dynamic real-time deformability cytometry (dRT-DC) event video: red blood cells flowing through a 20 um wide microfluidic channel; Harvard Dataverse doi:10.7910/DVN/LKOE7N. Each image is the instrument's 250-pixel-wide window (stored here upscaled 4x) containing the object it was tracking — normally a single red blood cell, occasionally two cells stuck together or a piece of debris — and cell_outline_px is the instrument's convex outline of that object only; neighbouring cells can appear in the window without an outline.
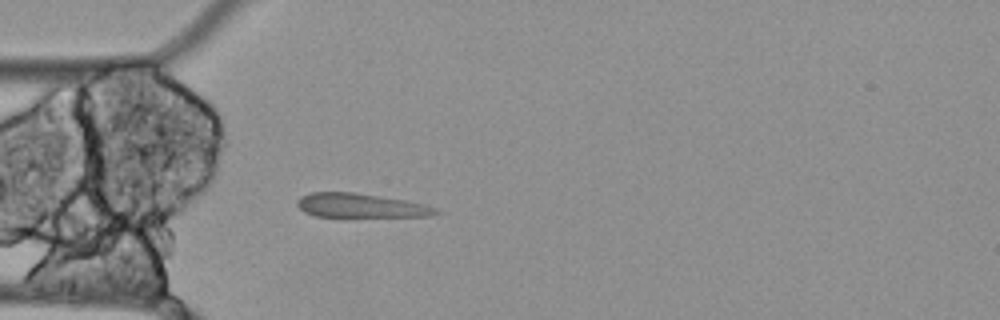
{"species": "Egyptian fruit bat (a non-hibernating species)", "species_latin": "Rousettus aegyptiacus", "temperature_condition": "cold", "stored_images_in_passage": 41, "camera_frame_rate_fps": 3000, "um_per_image_px": 0.085, "animal": {"sex": "female"}, "frame": {"image": 1, "passage_image": 1, "time_ms": 0.0, "image_size_px": [1000, 320], "cell_outline_px": [[440, 212], [428, 216], [316, 216], [304, 212], [296, 204], [296, 200], [300, 196], [308, 192], [352, 192], [404, 200], [424, 204], [436, 208]], "centroid_in_image_um": [30.58, 17.46], "position_along_channel_um": 54.4, "area_um2": 19.19}}
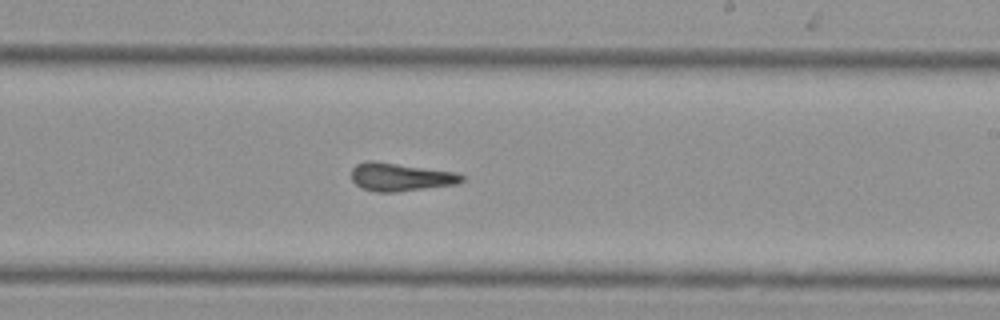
{"frame": {"image": 2, "passage_image": 18, "time_ms": 5.667, "image_size_px": [1000, 320], "cell_outline_px": [[464, 180], [456, 184], [396, 192], [376, 192], [364, 188], [356, 184], [352, 180], [352, 168], [356, 164], [368, 160], [372, 160], [456, 172], [464, 176]], "centroid_in_image_um": [34.03, 15.04], "position_along_channel_um": 255.0, "area_um2": 17.98}}
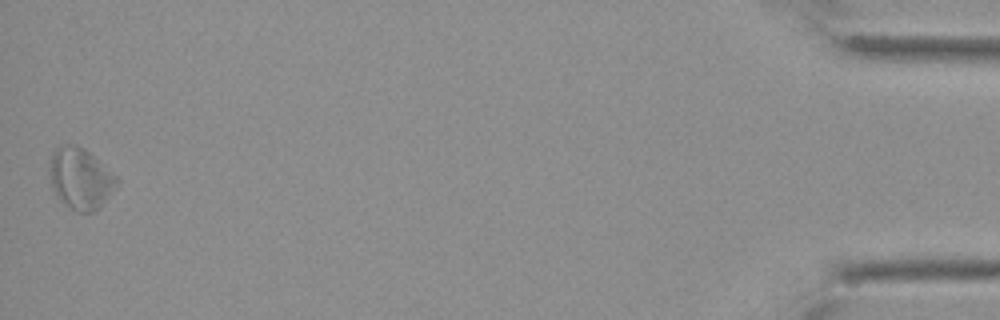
{"frame": {"image": 3, "passage_image": 41, "time_ms": 13.333, "image_size_px": [1000, 320], "cell_outline_px": [[120, 184], [100, 208], [96, 212], [80, 212], [72, 208], [60, 200], [56, 196], [52, 188], [52, 152], [56, 148], [64, 144], [76, 144], [84, 148], [116, 176], [120, 180]], "centroid_in_image_um": [6.9, 15.2], "position_along_channel_um": 428.3, "area_um2": 23.7}, "authors_computed_cell_mechanics": {"area_um2": 18.0914, "velocity_mm_per_s": 3.4599, "shape_relaxation_time_tau1_ms": null, "shape_relaxation_time_tau2_ms": 2.4378, "deformation_change_tau1": null, "deformation_change_tau2": 0.0581}}